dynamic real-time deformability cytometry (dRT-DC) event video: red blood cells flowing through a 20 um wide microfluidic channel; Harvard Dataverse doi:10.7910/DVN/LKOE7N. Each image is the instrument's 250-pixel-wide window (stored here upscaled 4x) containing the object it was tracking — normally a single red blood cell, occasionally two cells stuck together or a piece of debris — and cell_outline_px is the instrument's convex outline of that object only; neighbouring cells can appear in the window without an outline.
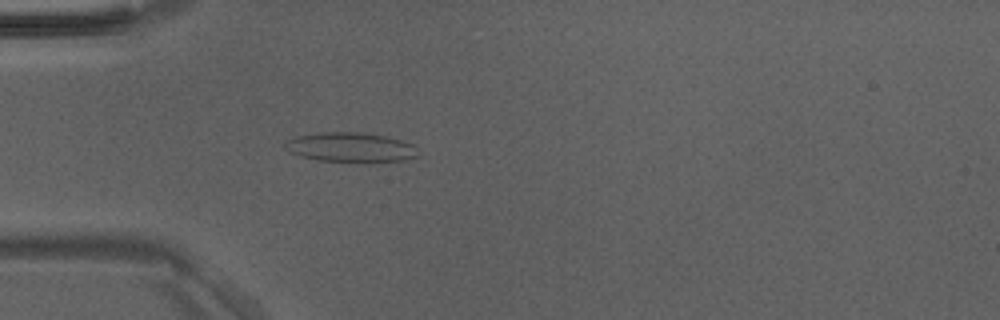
{"species": "Egyptian fruit bat (a non-hibernating species)", "species_latin": "Rousettus aegyptiacus", "temperature_condition": "room temperature", "stored_images_in_passage": 49, "camera_frame_rate_fps": 3000, "um_per_image_px": 0.085, "animal": {"sex": "male"}, "frame": {"image": 1, "passage_image": 14, "time_ms": 4.333, "image_size_px": [1000, 320], "cell_outline_px": [[416, 156], [404, 160], [372, 164], [316, 160], [300, 156], [288, 152], [284, 148], [284, 144], [288, 140], [296, 136], [316, 132], [364, 132], [384, 136], [400, 140], [412, 144], [416, 148]], "centroid_in_image_um": [29.77, 12.55], "position_along_channel_um": 55.2, "area_um2": 23.58}}
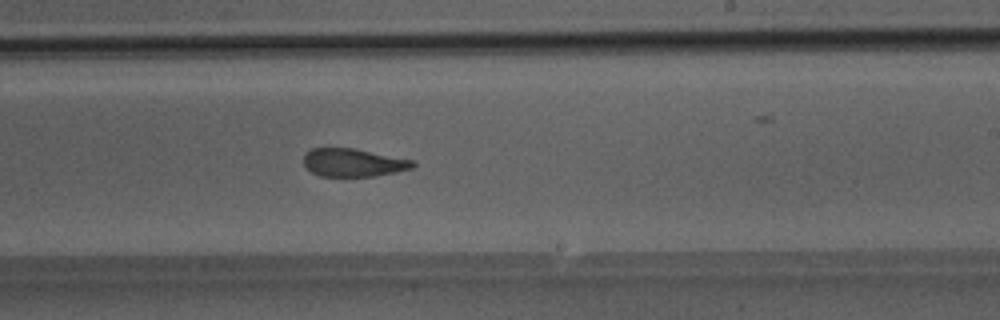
{"frame": {"image": 2, "passage_image": 29, "time_ms": 9.333, "image_size_px": [1000, 320], "cell_outline_px": [[416, 164], [412, 168], [396, 172], [376, 176], [320, 176], [312, 172], [304, 164], [304, 152], [312, 148], [356, 148], [412, 160]], "centroid_in_image_um": [30.02, 13.81], "position_along_channel_um": 259.0, "area_um2": 17.86}}
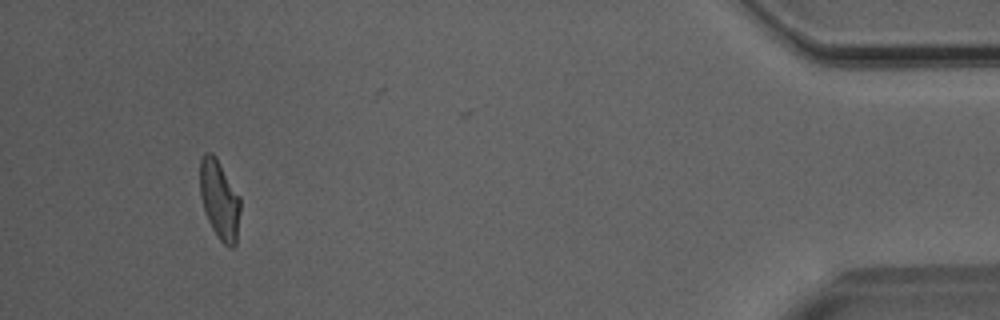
{"frame": {"image": 3, "passage_image": 45, "time_ms": 14.667, "image_size_px": [1000, 320], "cell_outline_px": [[240, 212], [236, 244], [232, 248], [228, 248], [220, 240], [212, 228], [208, 220], [200, 196], [200, 160], [204, 152], [212, 152], [216, 156], [240, 196]], "centroid_in_image_um": [18.66, 16.96], "position_along_channel_um": 416.5, "area_um2": 18.73}}